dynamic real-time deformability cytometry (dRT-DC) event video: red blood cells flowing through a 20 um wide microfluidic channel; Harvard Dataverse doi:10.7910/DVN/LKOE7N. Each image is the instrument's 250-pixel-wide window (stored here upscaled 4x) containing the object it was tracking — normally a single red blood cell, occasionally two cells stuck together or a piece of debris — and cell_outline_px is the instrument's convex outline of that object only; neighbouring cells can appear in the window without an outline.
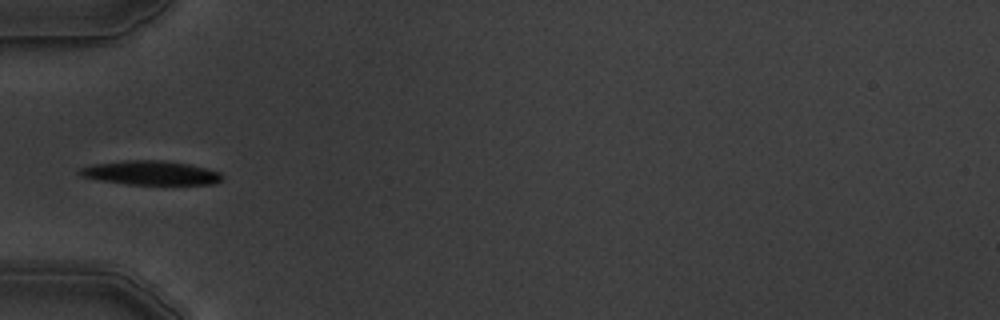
{"species": "common noctule bat (a hibernating species)", "species_latin": "Nyctalus noctula", "temperature_condition": "warm", "stored_images_in_passage": 5, "camera_frame_rate_fps": 3000, "um_per_image_px": 0.085, "animal": {"sex": "male", "body_mass_g": 19.5, "forearm_length_mm": 54.6}, "frame": {"image": 1, "passage_image": 5, "time_ms": 4.667, "image_size_px": [1000, 320], "cell_outline_px": [[224, 176], [216, 184], [128, 184], [100, 180], [80, 176], [76, 172], [80, 168], [92, 164], [124, 160], [160, 160], [188, 164], [220, 172]], "centroid_in_image_um": [12.77, 14.69], "position_along_channel_um": 72.2, "area_um2": 19.94}}